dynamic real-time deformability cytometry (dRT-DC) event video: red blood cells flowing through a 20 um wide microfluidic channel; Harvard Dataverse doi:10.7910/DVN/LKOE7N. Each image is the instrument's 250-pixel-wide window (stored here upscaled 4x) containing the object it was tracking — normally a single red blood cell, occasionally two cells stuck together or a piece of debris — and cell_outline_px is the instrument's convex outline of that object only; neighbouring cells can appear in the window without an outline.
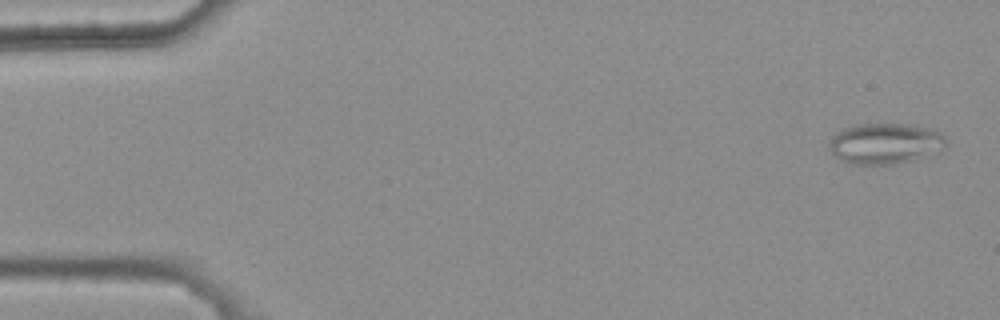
{"species": "common noctule bat (a hibernating species)", "species_latin": "Nyctalus noctula", "temperature_condition": "warm", "stored_images_in_passage": 5, "camera_frame_rate_fps": 3000, "um_per_image_px": 0.085, "animal": {"sex": "female", "body_mass_g": 25.1}, "frame": {"image": 1, "passage_image": 1, "time_ms": 0.0, "image_size_px": [1000, 320], "cell_outline_px": [[948, 140], [940, 148], [912, 160], [896, 164], [852, 164], [836, 156], [828, 148], [828, 140], [832, 136], [844, 128], [852, 124], [912, 124], [932, 128], [940, 132]], "centroid_in_image_um": [75.19, 12.17], "position_along_channel_um": 9.8, "area_um2": 27.57}}
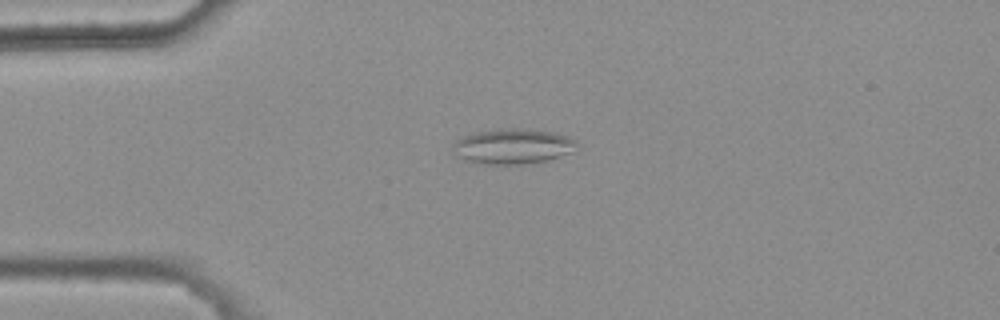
{"frame": {"image": 2, "passage_image": 4, "time_ms": 1.0, "image_size_px": [1000, 320], "cell_outline_px": [[576, 144], [568, 152], [560, 156], [548, 160], [520, 164], [480, 164], [464, 160], [452, 156], [452, 144], [460, 136], [476, 132], [496, 128], [528, 128], [556, 132], [568, 136], [576, 140]], "centroid_in_image_um": [43.48, 12.42], "position_along_channel_um": 41.5, "area_um2": 25.89}}